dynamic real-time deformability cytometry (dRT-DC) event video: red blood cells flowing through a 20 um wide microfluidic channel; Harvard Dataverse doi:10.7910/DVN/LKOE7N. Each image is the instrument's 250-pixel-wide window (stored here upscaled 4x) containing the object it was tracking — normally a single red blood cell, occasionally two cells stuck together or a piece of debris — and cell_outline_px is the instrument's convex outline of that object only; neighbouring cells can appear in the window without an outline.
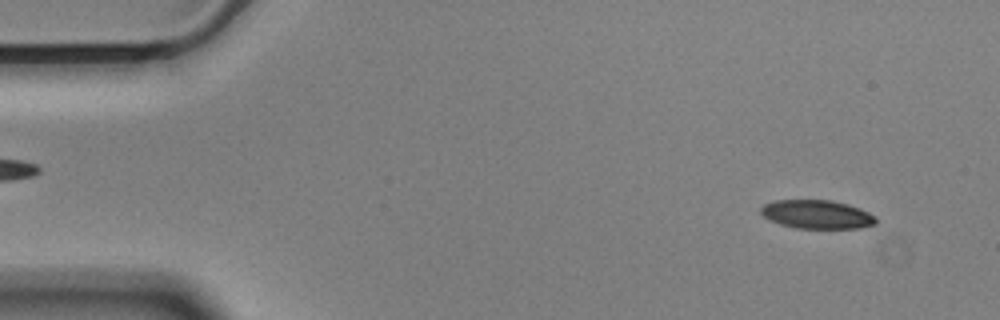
{"species": "Egyptian fruit bat (a non-hibernating species)", "species_latin": "Rousettus aegyptiacus", "temperature_condition": "cold", "stored_images_in_passage": 57, "camera_frame_rate_fps": 3000, "um_per_image_px": 0.085, "animal": {"sex": "male"}, "frame": {"image": 1, "passage_image": 4, "time_ms": 1.0, "image_size_px": [1000, 320], "cell_outline_px": [[876, 224], [860, 228], [796, 228], [780, 224], [764, 216], [760, 212], [760, 208], [764, 204], [776, 200], [832, 200], [848, 204], [860, 208], [876, 216]], "centroid_in_image_um": [69.46, 18.22], "position_along_channel_um": 15.5, "area_um2": 19.19}}
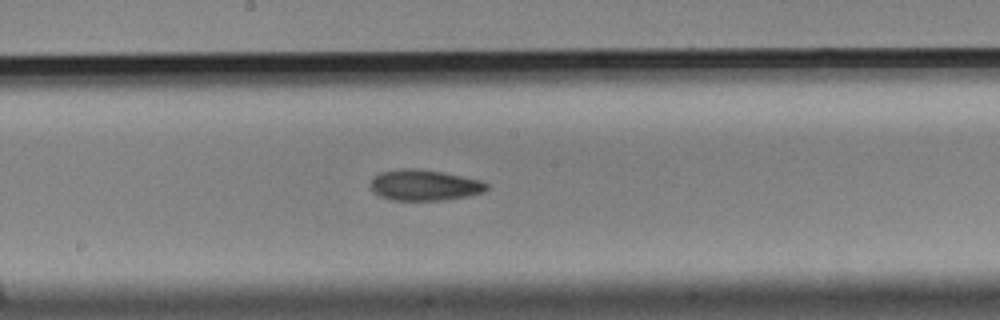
{"frame": {"image": 2, "passage_image": 29, "time_ms": 9.333, "image_size_px": [1000, 320], "cell_outline_px": [[488, 188], [484, 192], [468, 196], [444, 200], [392, 200], [380, 196], [372, 192], [372, 180], [380, 172], [400, 168], [416, 168], [444, 172], [480, 180], [488, 184]], "centroid_in_image_um": [36.09, 15.73], "position_along_channel_um": 212.1, "area_um2": 20.92}}
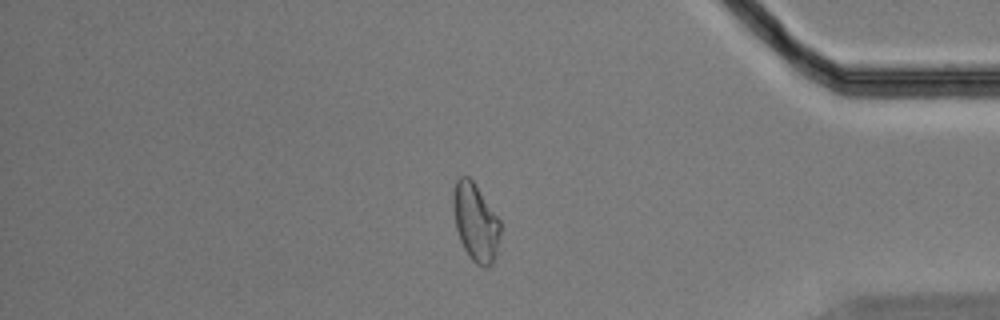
{"frame": {"image": 3, "passage_image": 47, "time_ms": 15.333, "image_size_px": [1000, 320], "cell_outline_px": [[500, 232], [496, 252], [492, 264], [484, 268], [476, 264], [468, 256], [460, 240], [456, 228], [452, 208], [452, 192], [456, 180], [460, 176], [468, 176], [472, 180], [500, 220]], "centroid_in_image_um": [40.39, 18.88], "position_along_channel_um": 394.8, "area_um2": 21.33}, "authors_computed_cell_mechanics": {"area_um2": 21.0392, "velocity_mm_per_s": 3.5273, "shape_relaxation_time_tau1_ms": 5.9844, "shape_relaxation_time_tau2_ms": 5.7501, "deformation_change_tau1": 0.1226, "deformation_change_tau2": 0.1287}}